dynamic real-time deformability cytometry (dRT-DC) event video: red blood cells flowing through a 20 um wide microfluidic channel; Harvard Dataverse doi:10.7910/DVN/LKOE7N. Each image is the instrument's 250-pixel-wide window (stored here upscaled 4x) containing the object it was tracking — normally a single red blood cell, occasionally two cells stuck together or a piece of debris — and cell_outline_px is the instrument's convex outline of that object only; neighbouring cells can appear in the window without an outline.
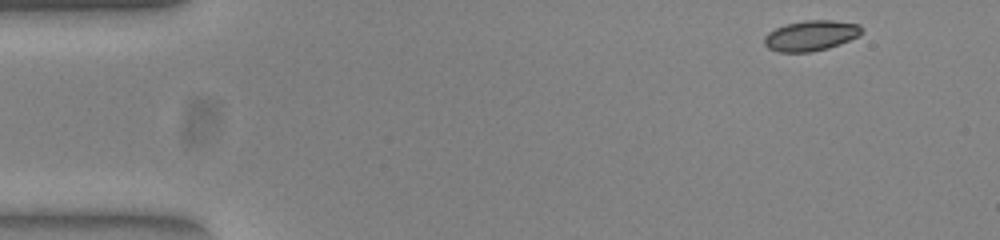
{"species": "common noctule bat (a hibernating species)", "species_latin": "Nyctalus noctula", "temperature_condition": "warm", "stored_images_in_passage": 49, "camera_frame_rate_fps": 3000, "um_per_image_px": 0.085, "animal": {"sex": "female", "body_mass_g": 23.0, "forearm_length_mm": 53.4}, "frame": {"image": 1, "passage_image": 1, "time_ms": 0.0, "image_size_px": [1000, 240], "cell_outline_px": [[860, 36], [828, 48], [812, 52], [780, 52], [768, 48], [764, 44], [764, 36], [768, 32], [784, 24], [804, 20], [832, 20], [860, 24]], "centroid_in_image_um": [68.9, 3.02], "position_along_channel_um": 16.1, "area_um2": 17.28}}
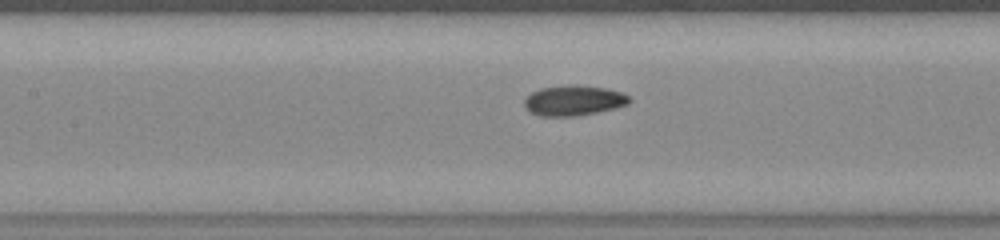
{"frame": {"image": 2, "passage_image": 20, "time_ms": 6.333, "image_size_px": [1000, 240], "cell_outline_px": [[632, 100], [628, 104], [616, 108], [576, 116], [540, 116], [528, 112], [524, 108], [524, 100], [532, 92], [540, 88], [564, 84], [576, 84], [608, 88], [620, 92], [628, 96]], "centroid_in_image_um": [48.74, 8.53], "position_along_channel_um": 158.7, "area_um2": 18.84}}
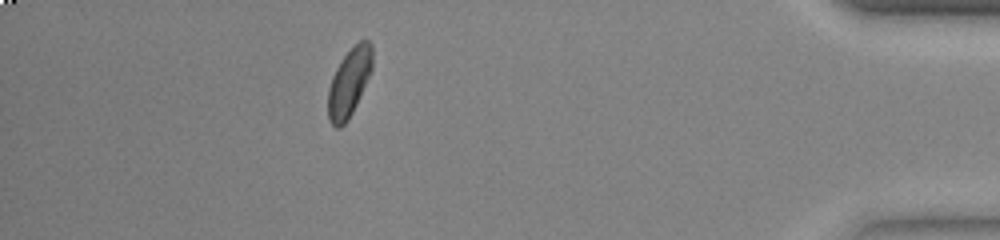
{"frame": {"image": 3, "passage_image": 43, "time_ms": 14.0, "image_size_px": [1000, 240], "cell_outline_px": [[372, 68], [356, 104], [348, 120], [340, 128], [336, 128], [328, 120], [328, 88], [332, 76], [340, 60], [360, 40], [368, 40], [372, 44]], "centroid_in_image_um": [29.66, 7.02], "position_along_channel_um": 405.5, "area_um2": 17.4}, "authors_computed_cell_mechanics": {"area_um2": 17.34, "velocity_mm_per_s": 3.8997, "shape_relaxation_time_tau1_ms": 2.2305, "shape_relaxation_time_tau2_ms": 1.5723, "deformation_change_tau1": 0.1131, "deformation_change_tau2": 0.0586}}